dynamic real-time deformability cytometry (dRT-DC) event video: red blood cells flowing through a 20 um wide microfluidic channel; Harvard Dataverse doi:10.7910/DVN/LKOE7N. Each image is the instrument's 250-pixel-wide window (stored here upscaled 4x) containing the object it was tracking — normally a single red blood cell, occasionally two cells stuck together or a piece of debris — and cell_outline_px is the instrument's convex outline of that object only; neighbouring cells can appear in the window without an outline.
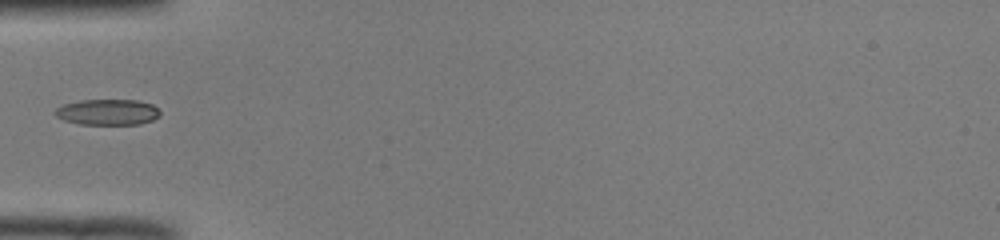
{"species": "common noctule bat (a hibernating species)", "species_latin": "Nyctalus noctula", "temperature_condition": "room temperature", "stored_images_in_passage": 29, "camera_frame_rate_fps": 3000, "um_per_image_px": 0.085, "animal": {"sex": "male", "body_mass_g": 19.0, "forearm_length_mm": 50.8}, "frame": {"image": 1, "passage_image": 1, "time_ms": 0.0, "image_size_px": [1000, 240], "cell_outline_px": [[160, 116], [152, 120], [140, 124], [80, 124], [64, 120], [56, 116], [52, 112], [56, 108], [64, 104], [80, 100], [136, 100], [152, 104], [160, 112]], "centroid_in_image_um": [9.13, 9.53], "position_along_channel_um": 75.9, "area_um2": 15.78}}
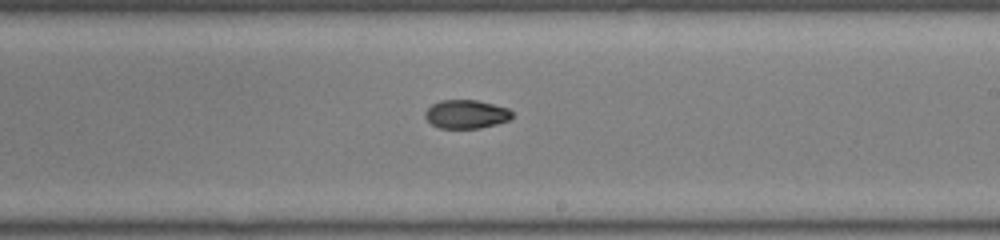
{"frame": {"image": 2, "passage_image": 14, "time_ms": 4.333, "image_size_px": [1000, 240], "cell_outline_px": [[512, 116], [508, 120], [496, 124], [480, 128], [440, 128], [432, 124], [424, 116], [424, 112], [432, 104], [440, 100], [476, 100], [508, 108], [512, 112]], "centroid_in_image_um": [39.61, 9.7], "position_along_channel_um": 249.4, "area_um2": 14.39}}
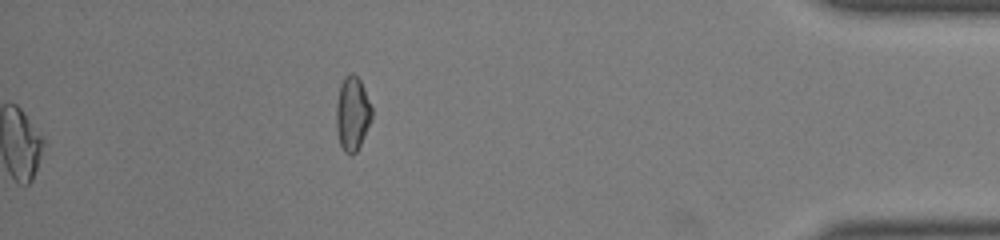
{"frame": {"image": 3, "passage_image": 29, "time_ms": 9.333, "image_size_px": [1000, 240], "cell_outline_px": [[372, 120], [356, 152], [352, 156], [344, 152], [340, 144], [336, 128], [336, 104], [340, 84], [344, 76], [352, 72], [360, 80], [364, 88], [372, 108]], "centroid_in_image_um": [29.95, 9.66], "position_along_channel_um": 405.3, "area_um2": 15.49}}